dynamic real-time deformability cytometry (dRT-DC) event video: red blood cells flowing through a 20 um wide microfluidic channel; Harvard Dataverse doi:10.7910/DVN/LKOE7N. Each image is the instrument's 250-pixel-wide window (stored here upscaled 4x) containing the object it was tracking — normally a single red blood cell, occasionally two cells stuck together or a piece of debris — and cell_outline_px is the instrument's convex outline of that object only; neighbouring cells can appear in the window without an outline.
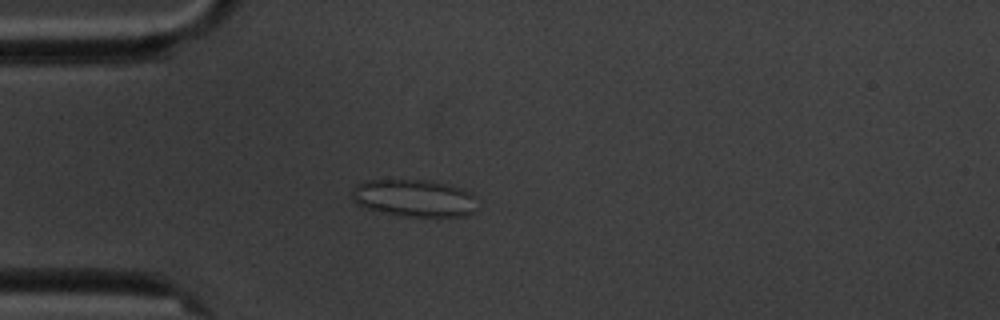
{"species": "common noctule bat (a hibernating species)", "species_latin": "Nyctalus noctula", "temperature_condition": "cold", "stored_images_in_passage": 5, "camera_frame_rate_fps": 3000, "um_per_image_px": 0.085, "animal": {"sex": "male", "body_mass_g": 20.1, "forearm_length_mm": 53.5}, "frame": {"image": 1, "passage_image": 5, "time_ms": 4.667, "image_size_px": [1000, 320], "cell_outline_px": [[472, 212], [464, 216], [404, 216], [368, 208], [356, 204], [352, 200], [352, 188], [356, 184], [368, 180], [424, 180], [448, 184], [472, 192]], "centroid_in_image_um": [35.13, 16.82], "position_along_channel_um": 49.9, "area_um2": 26.7}}